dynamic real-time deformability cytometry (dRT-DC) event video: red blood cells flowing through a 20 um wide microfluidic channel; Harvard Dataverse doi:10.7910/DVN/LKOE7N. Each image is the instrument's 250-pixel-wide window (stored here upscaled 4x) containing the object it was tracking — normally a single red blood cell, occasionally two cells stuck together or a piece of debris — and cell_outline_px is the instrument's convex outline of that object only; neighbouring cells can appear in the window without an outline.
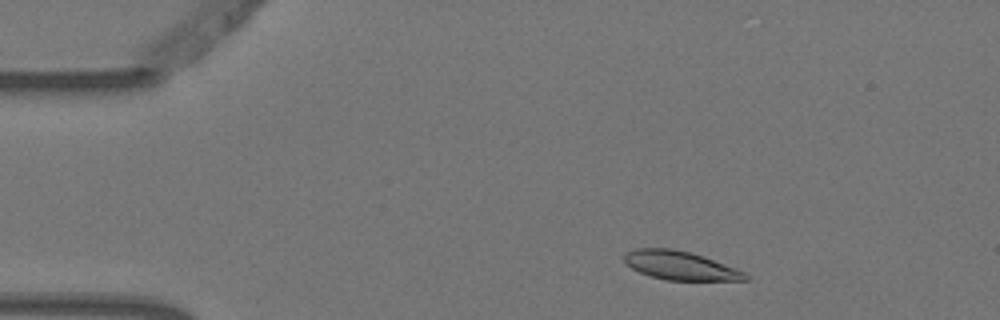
{"species": "Egyptian fruit bat (a non-hibernating species)", "species_latin": "Rousettus aegyptiacus", "temperature_condition": "warm", "stored_images_in_passage": 5, "camera_frame_rate_fps": 3000, "um_per_image_px": 0.085, "animal": {"sex": "female"}, "frame": {"image": 1, "passage_image": 2, "time_ms": 0.333, "image_size_px": [1000, 320], "cell_outline_px": [[748, 280], [668, 280], [652, 276], [640, 272], [632, 268], [624, 260], [624, 256], [628, 252], [636, 248], [672, 248], [692, 252], [704, 256], [736, 268], [744, 272], [748, 276]], "centroid_in_image_um": [57.84, 22.56], "position_along_channel_um": 27.2, "area_um2": 20.06}}
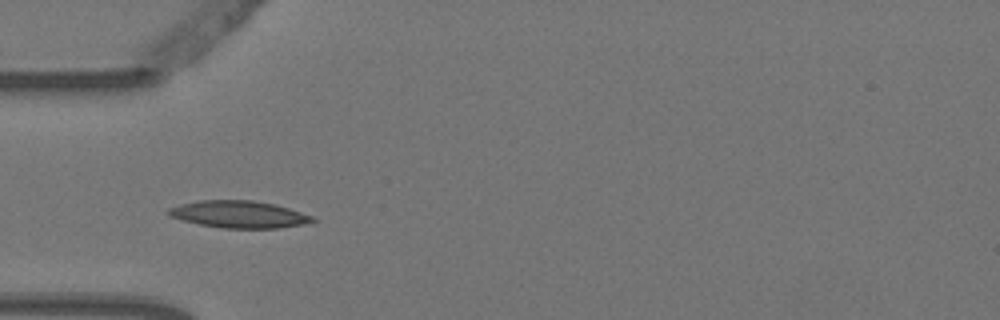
{"frame": {"image": 2, "passage_image": 4, "time_ms": 1.0, "image_size_px": [1000, 320], "cell_outline_px": [[316, 220], [304, 224], [280, 228], [220, 228], [200, 224], [168, 216], [164, 212], [168, 208], [180, 204], [200, 200], [252, 200], [276, 204], [312, 216]], "centroid_in_image_um": [20.27, 18.21], "position_along_channel_um": 64.7, "area_um2": 22.77}}
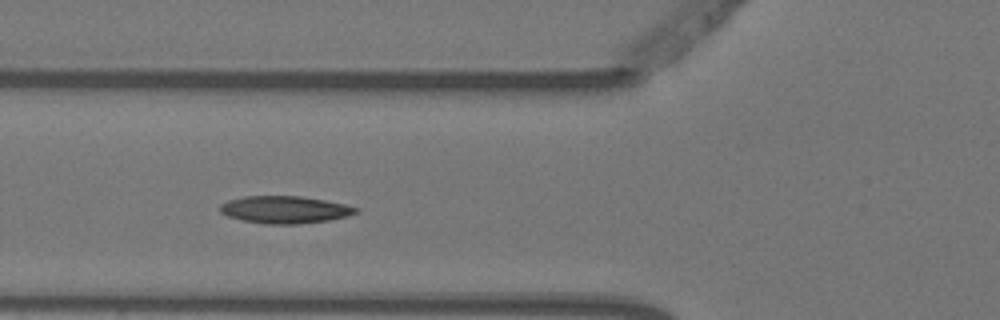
{"frame": {"image": 3, "passage_image": 5, "time_ms": 1.333, "image_size_px": [1000, 320], "cell_outline_px": [[360, 208], [356, 212], [348, 216], [328, 220], [296, 224], [268, 224], [244, 220], [228, 216], [220, 212], [220, 204], [228, 200], [244, 196], [300, 196], [324, 200], [344, 204]], "centroid_in_image_um": [24.2, 17.81], "position_along_channel_um": 101.6, "area_um2": 21.44}}